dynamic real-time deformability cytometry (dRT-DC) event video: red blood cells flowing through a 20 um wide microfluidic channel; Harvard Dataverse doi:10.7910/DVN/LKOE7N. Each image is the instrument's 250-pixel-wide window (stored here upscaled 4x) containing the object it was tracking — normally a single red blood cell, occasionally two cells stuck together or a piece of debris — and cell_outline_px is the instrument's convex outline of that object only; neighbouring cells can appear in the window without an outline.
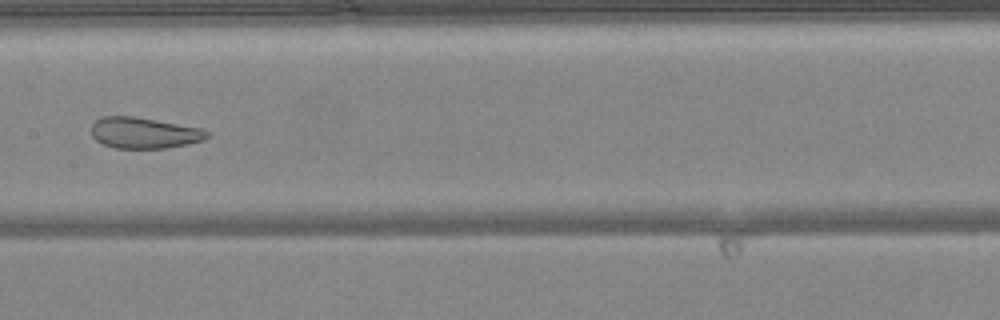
{"species": "common noctule bat (a hibernating species)", "species_latin": "Nyctalus noctula", "temperature_condition": "warm", "stored_images_in_passage": 48, "camera_frame_rate_fps": 3000, "um_per_image_px": 0.085, "animal": {"sex": "female", "body_mass_g": 24.6, "forearm_length_mm": 56.2}, "frame": {"image": 1, "passage_image": 24, "time_ms": 7.667, "image_size_px": [1000, 320], "cell_outline_px": [[208, 136], [204, 140], [188, 144], [164, 148], [116, 148], [104, 144], [96, 140], [92, 136], [92, 124], [96, 120], [104, 116], [132, 116], [156, 120], [200, 128], [208, 132]], "centroid_in_image_um": [12.23, 11.3], "position_along_channel_um": 195.2, "area_um2": 20.69}}
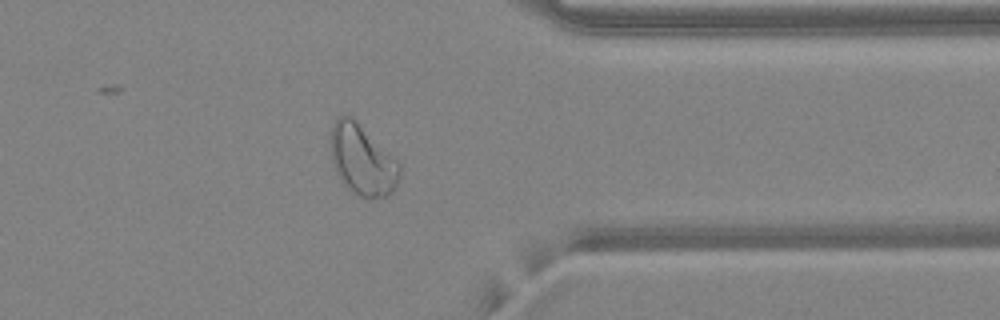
{"frame": {"image": 2, "passage_image": 38, "time_ms": 12.333, "image_size_px": [1000, 320], "cell_outline_px": [[400, 172], [396, 184], [392, 192], [388, 196], [360, 196], [352, 192], [344, 184], [336, 172], [332, 164], [328, 140], [332, 124], [336, 116], [344, 112], [352, 116], [400, 164]], "centroid_in_image_um": [30.71, 13.52], "position_along_channel_um": 380.7, "area_um2": 28.44}}
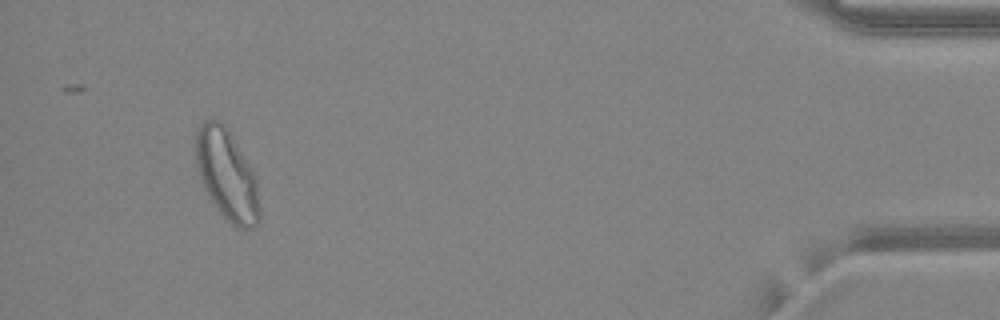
{"frame": {"image": 3, "passage_image": 45, "time_ms": 14.667, "image_size_px": [1000, 320], "cell_outline_px": [[260, 220], [256, 228], [236, 228], [220, 212], [208, 196], [204, 188], [196, 164], [196, 132], [204, 120], [220, 120], [224, 124], [256, 176], [260, 204]], "centroid_in_image_um": [19.31, 14.9], "position_along_channel_um": 415.9, "area_um2": 33.41}, "authors_computed_cell_mechanics": {"area_um2": 29.5358, "velocity_mm_per_s": 4.1801, "shape_relaxation_time_tau1_ms": null, "shape_relaxation_time_tau2_ms": 0.9558, "deformation_change_tau1": null, "deformation_change_tau2": 0.0722}}